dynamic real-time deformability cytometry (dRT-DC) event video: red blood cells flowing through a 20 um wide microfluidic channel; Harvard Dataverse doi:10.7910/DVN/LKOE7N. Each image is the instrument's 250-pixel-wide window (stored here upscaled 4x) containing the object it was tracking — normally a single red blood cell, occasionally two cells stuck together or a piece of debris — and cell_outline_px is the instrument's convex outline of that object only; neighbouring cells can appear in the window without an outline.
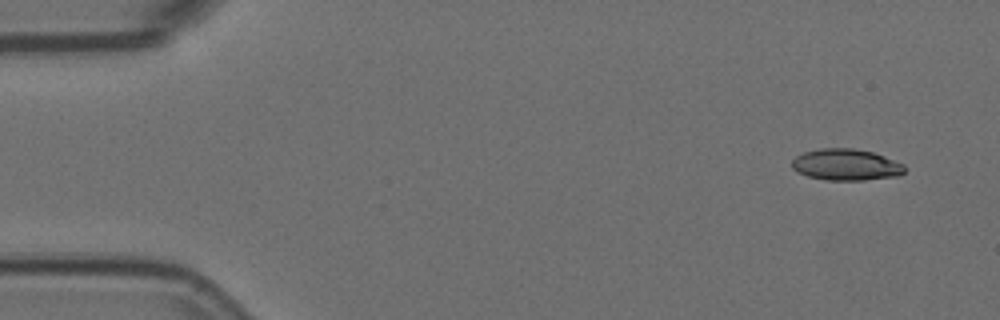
{"species": "Egyptian fruit bat (a non-hibernating species)", "species_latin": "Rousettus aegyptiacus", "temperature_condition": "room temperature", "stored_images_in_passage": 3, "camera_frame_rate_fps": 3000, "um_per_image_px": 0.085, "animal": {"sex": "female"}, "frame": {"image": 1, "passage_image": 1, "time_ms": 0.0, "image_size_px": [1000, 320], "cell_outline_px": [[904, 172], [900, 176], [864, 180], [828, 180], [808, 176], [796, 172], [792, 168], [792, 160], [796, 156], [804, 152], [820, 148], [852, 148], [872, 152], [884, 156], [904, 164]], "centroid_in_image_um": [71.91, 14.0], "position_along_channel_um": 13.1, "area_um2": 20.69}}